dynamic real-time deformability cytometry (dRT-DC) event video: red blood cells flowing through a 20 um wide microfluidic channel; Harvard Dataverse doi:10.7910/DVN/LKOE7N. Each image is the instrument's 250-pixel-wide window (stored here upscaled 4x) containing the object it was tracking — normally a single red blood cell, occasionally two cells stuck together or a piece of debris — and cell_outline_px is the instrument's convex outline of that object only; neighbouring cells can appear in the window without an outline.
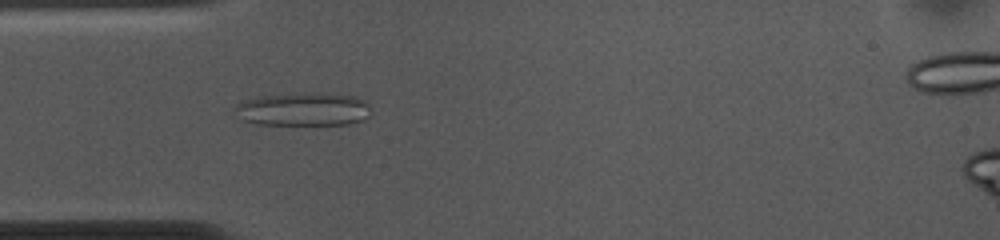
{"species": "common noctule bat (a hibernating species)", "species_latin": "Nyctalus noctula", "temperature_condition": "cold", "stored_images_in_passage": 44, "camera_frame_rate_fps": 3000, "um_per_image_px": 0.085, "animal": {"sex": "female", "body_mass_g": 10.0, "forearm_length_mm": 53.1}, "frame": {"image": 1, "passage_image": 5, "time_ms": 1.333, "image_size_px": [1000, 240], "cell_outline_px": [[368, 116], [360, 120], [348, 124], [256, 124], [240, 120], [232, 108], [236, 104], [244, 100], [256, 96], [312, 92], [320, 92], [356, 96], [364, 100], [368, 104]], "centroid_in_image_um": [25.7, 9.27], "position_along_channel_um": 59.3, "area_um2": 26.65}}
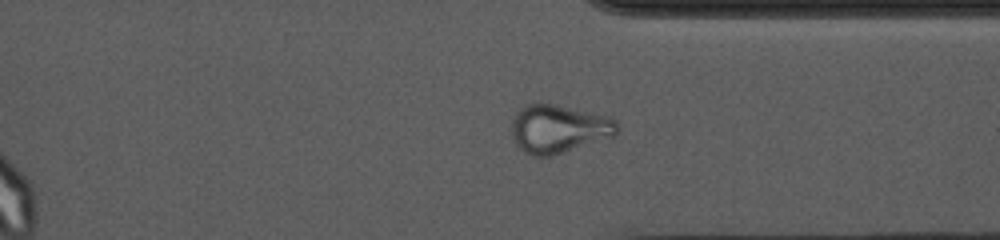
{"frame": {"image": 2, "passage_image": 30, "time_ms": 9.667, "image_size_px": [1000, 240], "cell_outline_px": [[620, 128], [616, 136], [548, 156], [532, 156], [524, 152], [516, 144], [512, 136], [512, 120], [516, 112], [524, 104], [556, 104], [608, 116], [616, 120]], "centroid_in_image_um": [47.5, 10.94], "position_along_channel_um": 363.9, "area_um2": 29.71}}
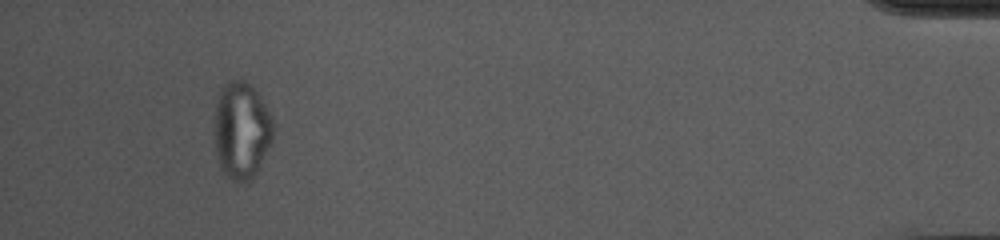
{"frame": {"image": 3, "passage_image": 40, "time_ms": 13.0, "image_size_px": [1000, 240], "cell_outline_px": [[272, 140], [252, 180], [240, 184], [232, 180], [224, 172], [220, 164], [216, 152], [216, 100], [220, 88], [224, 84], [240, 76], [252, 84], [260, 96], [272, 116]], "centroid_in_image_um": [20.54, 11.03], "position_along_channel_um": 414.7, "area_um2": 33.23}, "authors_computed_cell_mechanics": {"area_um2": 26.5591, "velocity_mm_per_s": 3.6757, "shape_relaxation_time_tau1_ms": null, "shape_relaxation_time_tau2_ms": 1.883, "deformation_change_tau1": null, "deformation_change_tau2": 0.0891}}